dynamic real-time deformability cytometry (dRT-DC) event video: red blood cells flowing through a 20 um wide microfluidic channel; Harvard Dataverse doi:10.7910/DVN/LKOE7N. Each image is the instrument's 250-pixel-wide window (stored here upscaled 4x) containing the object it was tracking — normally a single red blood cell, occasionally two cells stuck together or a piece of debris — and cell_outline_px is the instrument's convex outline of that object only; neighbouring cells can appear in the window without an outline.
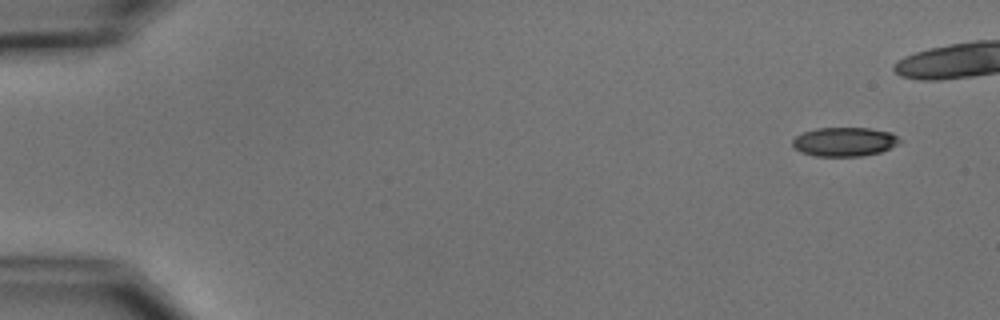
{"species": "common noctule bat (a hibernating species)", "species_latin": "Nyctalus noctula", "temperature_condition": "cold", "stored_images_in_passage": 10, "camera_frame_rate_fps": 3000, "um_per_image_px": 0.085, "animal": {"sex": "male", "body_mass_g": 15.6}, "frame": {"image": 1, "passage_image": 1, "time_ms": 0.0, "image_size_px": [1000, 320], "cell_outline_px": [[900, 140], [896, 144], [880, 152], [864, 156], [816, 156], [800, 152], [792, 144], [792, 140], [796, 136], [804, 132], [816, 128], [868, 128], [892, 132]], "centroid_in_image_um": [71.75, 12.05], "position_along_channel_um": 13.2, "area_um2": 17.98}}
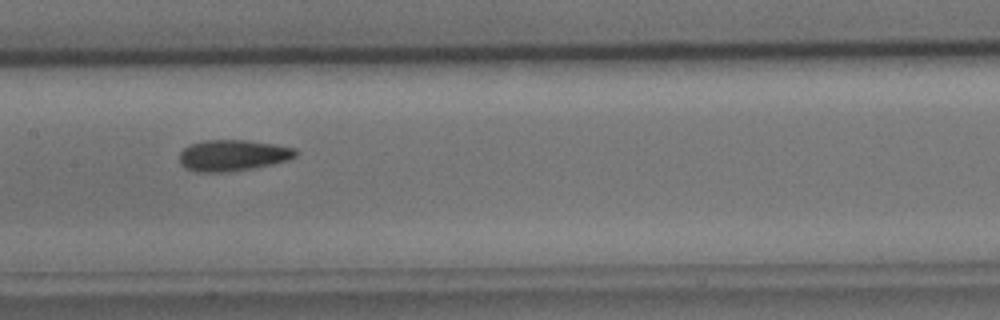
{"frame": {"image": 2, "passage_image": 9, "time_ms": 10.333, "image_size_px": [1000, 320], "cell_outline_px": [[300, 152], [296, 156], [288, 160], [272, 164], [252, 168], [224, 172], [196, 172], [184, 168], [180, 164], [180, 152], [184, 148], [192, 144], [204, 140], [244, 140], [272, 144], [296, 148]], "centroid_in_image_um": [19.79, 13.21], "position_along_channel_um": 187.6, "area_um2": 21.1}}
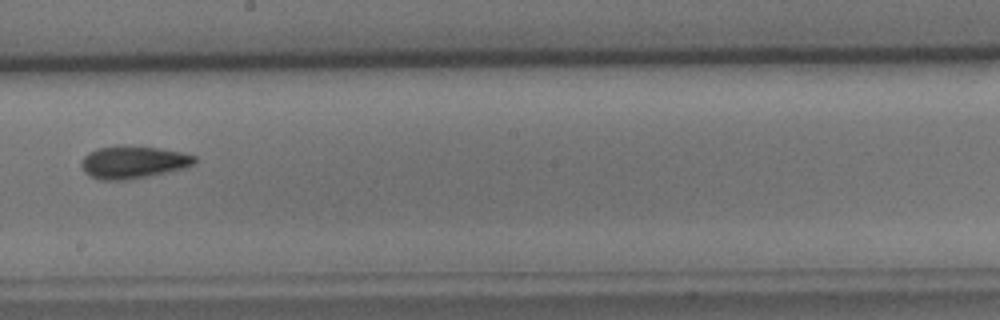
{"frame": {"image": 3, "passage_image": 10, "time_ms": 11.667, "image_size_px": [1000, 320], "cell_outline_px": [[196, 164], [184, 168], [128, 180], [100, 180], [88, 176], [84, 172], [80, 164], [84, 156], [88, 152], [96, 148], [160, 148], [180, 152], [196, 156]], "centroid_in_image_um": [11.3, 13.83], "position_along_channel_um": 236.9, "area_um2": 20.87}}